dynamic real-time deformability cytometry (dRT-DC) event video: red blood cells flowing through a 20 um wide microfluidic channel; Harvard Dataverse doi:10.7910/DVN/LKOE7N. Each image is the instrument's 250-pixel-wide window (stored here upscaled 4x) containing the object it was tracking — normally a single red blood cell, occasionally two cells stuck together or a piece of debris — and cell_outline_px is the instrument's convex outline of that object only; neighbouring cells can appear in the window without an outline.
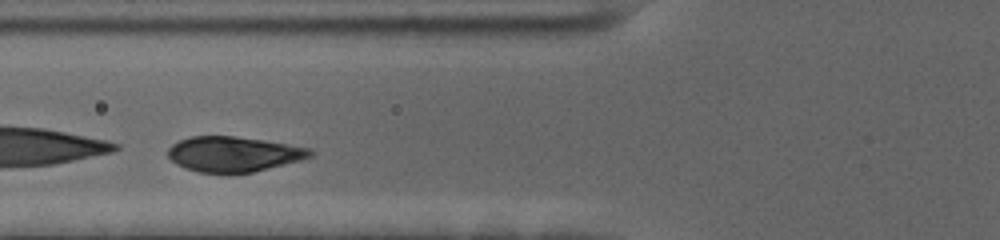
{"species": "human", "species_latin": "Homo sapiens", "temperature_condition": "cold", "stored_images_in_passage": 36, "camera_frame_rate_fps": 3000, "um_per_image_px": 0.085, "donor": {"sex": "female"}, "frame": {"image": 1, "passage_image": 9, "time_ms": 2.667, "image_size_px": [1000, 240], "cell_outline_px": [[316, 152], [312, 156], [304, 160], [252, 172], [200, 172], [184, 168], [176, 164], [168, 156], [168, 148], [172, 144], [180, 140], [192, 136], [236, 136], [264, 140], [312, 148]], "centroid_in_image_um": [19.91, 13.09], "position_along_channel_um": 105.9, "area_um2": 29.25}}
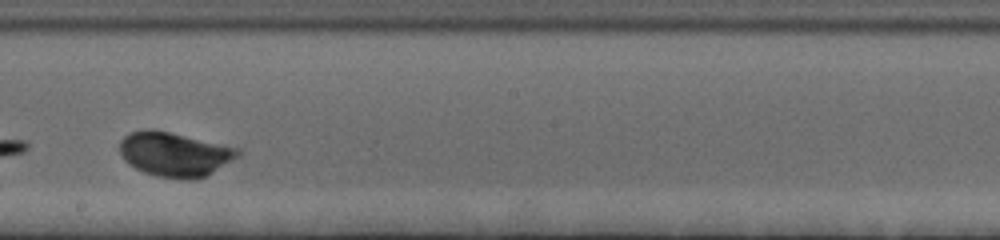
{"frame": {"image": 2, "passage_image": 20, "time_ms": 6.333, "image_size_px": [1000, 240], "cell_outline_px": [[240, 156], [208, 176], [196, 180], [188, 180], [156, 176], [144, 172], [128, 164], [124, 160], [120, 152], [120, 140], [124, 136], [132, 132], [152, 128], [240, 148]], "centroid_in_image_um": [14.87, 13.13], "position_along_channel_um": 233.3, "area_um2": 30.81}}
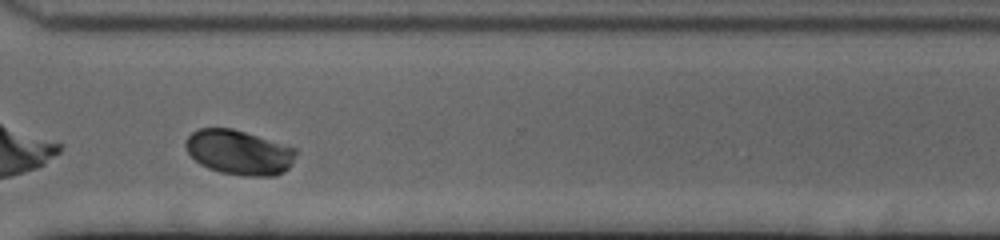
{"frame": {"image": 3, "passage_image": 30, "time_ms": 9.667, "image_size_px": [1000, 240], "cell_outline_px": [[296, 152], [288, 168], [284, 172], [276, 176], [244, 176], [220, 172], [208, 168], [200, 164], [184, 148], [184, 140], [192, 132], [200, 128], [232, 128], [296, 148]], "centroid_in_image_um": [20.28, 12.95], "position_along_channel_um": 350.3, "area_um2": 28.67}, "authors_computed_cell_mechanics": {"area_um2": 29.8537, "velocity_mm_per_s": 3.4883, "shape_relaxation_time_tau1_ms": 2.6427, "shape_relaxation_time_tau2_ms": null, "deformation_change_tau1": 0.152, "deformation_change_tau2": null}}